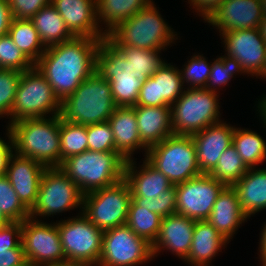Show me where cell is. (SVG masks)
Masks as SVG:
<instances>
[{
    "label": "cell",
    "mask_w": 266,
    "mask_h": 266,
    "mask_svg": "<svg viewBox=\"0 0 266 266\" xmlns=\"http://www.w3.org/2000/svg\"><path fill=\"white\" fill-rule=\"evenodd\" d=\"M263 13L266 15V0H261Z\"/></svg>",
    "instance_id": "obj_57"
},
{
    "label": "cell",
    "mask_w": 266,
    "mask_h": 266,
    "mask_svg": "<svg viewBox=\"0 0 266 266\" xmlns=\"http://www.w3.org/2000/svg\"><path fill=\"white\" fill-rule=\"evenodd\" d=\"M5 132V140L3 137H0V176L5 175L10 156L14 153V142L12 136L8 129Z\"/></svg>",
    "instance_id": "obj_49"
},
{
    "label": "cell",
    "mask_w": 266,
    "mask_h": 266,
    "mask_svg": "<svg viewBox=\"0 0 266 266\" xmlns=\"http://www.w3.org/2000/svg\"><path fill=\"white\" fill-rule=\"evenodd\" d=\"M229 243L207 220H197L191 248L184 261L190 266H213L214 257Z\"/></svg>",
    "instance_id": "obj_25"
},
{
    "label": "cell",
    "mask_w": 266,
    "mask_h": 266,
    "mask_svg": "<svg viewBox=\"0 0 266 266\" xmlns=\"http://www.w3.org/2000/svg\"><path fill=\"white\" fill-rule=\"evenodd\" d=\"M224 46V54L236 59L247 77L263 73L266 64V41L259 28L238 29L219 35ZM226 52V53H225Z\"/></svg>",
    "instance_id": "obj_15"
},
{
    "label": "cell",
    "mask_w": 266,
    "mask_h": 266,
    "mask_svg": "<svg viewBox=\"0 0 266 266\" xmlns=\"http://www.w3.org/2000/svg\"><path fill=\"white\" fill-rule=\"evenodd\" d=\"M184 90L179 68L165 61L142 83L136 106H171Z\"/></svg>",
    "instance_id": "obj_17"
},
{
    "label": "cell",
    "mask_w": 266,
    "mask_h": 266,
    "mask_svg": "<svg viewBox=\"0 0 266 266\" xmlns=\"http://www.w3.org/2000/svg\"><path fill=\"white\" fill-rule=\"evenodd\" d=\"M225 184L201 174L176 185V213L193 220H207Z\"/></svg>",
    "instance_id": "obj_14"
},
{
    "label": "cell",
    "mask_w": 266,
    "mask_h": 266,
    "mask_svg": "<svg viewBox=\"0 0 266 266\" xmlns=\"http://www.w3.org/2000/svg\"><path fill=\"white\" fill-rule=\"evenodd\" d=\"M154 260L152 244L127 225L105 230L97 266H139Z\"/></svg>",
    "instance_id": "obj_12"
},
{
    "label": "cell",
    "mask_w": 266,
    "mask_h": 266,
    "mask_svg": "<svg viewBox=\"0 0 266 266\" xmlns=\"http://www.w3.org/2000/svg\"><path fill=\"white\" fill-rule=\"evenodd\" d=\"M53 266H96V265L84 263V262L64 261V262H60Z\"/></svg>",
    "instance_id": "obj_53"
},
{
    "label": "cell",
    "mask_w": 266,
    "mask_h": 266,
    "mask_svg": "<svg viewBox=\"0 0 266 266\" xmlns=\"http://www.w3.org/2000/svg\"><path fill=\"white\" fill-rule=\"evenodd\" d=\"M103 39L105 38L74 37L46 47L34 64L60 101L74 93L96 71V54Z\"/></svg>",
    "instance_id": "obj_1"
},
{
    "label": "cell",
    "mask_w": 266,
    "mask_h": 266,
    "mask_svg": "<svg viewBox=\"0 0 266 266\" xmlns=\"http://www.w3.org/2000/svg\"><path fill=\"white\" fill-rule=\"evenodd\" d=\"M232 187L238 194L243 213L249 219L266 209V167L249 168Z\"/></svg>",
    "instance_id": "obj_27"
},
{
    "label": "cell",
    "mask_w": 266,
    "mask_h": 266,
    "mask_svg": "<svg viewBox=\"0 0 266 266\" xmlns=\"http://www.w3.org/2000/svg\"><path fill=\"white\" fill-rule=\"evenodd\" d=\"M22 245L29 266H53L66 261L57 222L25 219L22 222Z\"/></svg>",
    "instance_id": "obj_13"
},
{
    "label": "cell",
    "mask_w": 266,
    "mask_h": 266,
    "mask_svg": "<svg viewBox=\"0 0 266 266\" xmlns=\"http://www.w3.org/2000/svg\"><path fill=\"white\" fill-rule=\"evenodd\" d=\"M0 266H29L22 242L14 249L0 246Z\"/></svg>",
    "instance_id": "obj_47"
},
{
    "label": "cell",
    "mask_w": 266,
    "mask_h": 266,
    "mask_svg": "<svg viewBox=\"0 0 266 266\" xmlns=\"http://www.w3.org/2000/svg\"><path fill=\"white\" fill-rule=\"evenodd\" d=\"M261 266H266V260L264 259H259Z\"/></svg>",
    "instance_id": "obj_58"
},
{
    "label": "cell",
    "mask_w": 266,
    "mask_h": 266,
    "mask_svg": "<svg viewBox=\"0 0 266 266\" xmlns=\"http://www.w3.org/2000/svg\"><path fill=\"white\" fill-rule=\"evenodd\" d=\"M263 227V228H262ZM261 231H260V241L259 247H258V259H264L266 260V221L264 222V225H262Z\"/></svg>",
    "instance_id": "obj_52"
},
{
    "label": "cell",
    "mask_w": 266,
    "mask_h": 266,
    "mask_svg": "<svg viewBox=\"0 0 266 266\" xmlns=\"http://www.w3.org/2000/svg\"><path fill=\"white\" fill-rule=\"evenodd\" d=\"M51 0H8L13 18L31 19L42 8L48 6Z\"/></svg>",
    "instance_id": "obj_45"
},
{
    "label": "cell",
    "mask_w": 266,
    "mask_h": 266,
    "mask_svg": "<svg viewBox=\"0 0 266 266\" xmlns=\"http://www.w3.org/2000/svg\"><path fill=\"white\" fill-rule=\"evenodd\" d=\"M0 212L10 222H23L30 218V211L19 200L5 175L0 176Z\"/></svg>",
    "instance_id": "obj_39"
},
{
    "label": "cell",
    "mask_w": 266,
    "mask_h": 266,
    "mask_svg": "<svg viewBox=\"0 0 266 266\" xmlns=\"http://www.w3.org/2000/svg\"><path fill=\"white\" fill-rule=\"evenodd\" d=\"M34 64L21 52L8 34L0 36V68L20 72L30 70Z\"/></svg>",
    "instance_id": "obj_40"
},
{
    "label": "cell",
    "mask_w": 266,
    "mask_h": 266,
    "mask_svg": "<svg viewBox=\"0 0 266 266\" xmlns=\"http://www.w3.org/2000/svg\"><path fill=\"white\" fill-rule=\"evenodd\" d=\"M259 79H262V81H266V64H265V68L263 70V73L258 77Z\"/></svg>",
    "instance_id": "obj_56"
},
{
    "label": "cell",
    "mask_w": 266,
    "mask_h": 266,
    "mask_svg": "<svg viewBox=\"0 0 266 266\" xmlns=\"http://www.w3.org/2000/svg\"><path fill=\"white\" fill-rule=\"evenodd\" d=\"M61 163L64 159L88 150L86 126L60 120Z\"/></svg>",
    "instance_id": "obj_37"
},
{
    "label": "cell",
    "mask_w": 266,
    "mask_h": 266,
    "mask_svg": "<svg viewBox=\"0 0 266 266\" xmlns=\"http://www.w3.org/2000/svg\"><path fill=\"white\" fill-rule=\"evenodd\" d=\"M71 217L56 220L66 261L97 266L102 253L104 231L95 227L82 212Z\"/></svg>",
    "instance_id": "obj_11"
},
{
    "label": "cell",
    "mask_w": 266,
    "mask_h": 266,
    "mask_svg": "<svg viewBox=\"0 0 266 266\" xmlns=\"http://www.w3.org/2000/svg\"><path fill=\"white\" fill-rule=\"evenodd\" d=\"M83 193L59 167H46L39 183L30 218L40 221L54 215L79 209L82 212ZM47 217V218H45ZM39 218V219H38Z\"/></svg>",
    "instance_id": "obj_9"
},
{
    "label": "cell",
    "mask_w": 266,
    "mask_h": 266,
    "mask_svg": "<svg viewBox=\"0 0 266 266\" xmlns=\"http://www.w3.org/2000/svg\"><path fill=\"white\" fill-rule=\"evenodd\" d=\"M132 65L135 77L144 82L165 63L162 58L163 50H148L130 46H115Z\"/></svg>",
    "instance_id": "obj_33"
},
{
    "label": "cell",
    "mask_w": 266,
    "mask_h": 266,
    "mask_svg": "<svg viewBox=\"0 0 266 266\" xmlns=\"http://www.w3.org/2000/svg\"><path fill=\"white\" fill-rule=\"evenodd\" d=\"M10 221L0 212V227L7 225Z\"/></svg>",
    "instance_id": "obj_55"
},
{
    "label": "cell",
    "mask_w": 266,
    "mask_h": 266,
    "mask_svg": "<svg viewBox=\"0 0 266 266\" xmlns=\"http://www.w3.org/2000/svg\"><path fill=\"white\" fill-rule=\"evenodd\" d=\"M195 223L196 220L177 213L163 217L157 239L152 244L154 259L166 250L184 262L191 248Z\"/></svg>",
    "instance_id": "obj_18"
},
{
    "label": "cell",
    "mask_w": 266,
    "mask_h": 266,
    "mask_svg": "<svg viewBox=\"0 0 266 266\" xmlns=\"http://www.w3.org/2000/svg\"><path fill=\"white\" fill-rule=\"evenodd\" d=\"M188 1V2H187ZM223 0H186L190 9H193L194 15H198V17H203V21L205 22L211 14L217 9V7L221 4ZM195 9V10H194Z\"/></svg>",
    "instance_id": "obj_48"
},
{
    "label": "cell",
    "mask_w": 266,
    "mask_h": 266,
    "mask_svg": "<svg viewBox=\"0 0 266 266\" xmlns=\"http://www.w3.org/2000/svg\"><path fill=\"white\" fill-rule=\"evenodd\" d=\"M22 72L0 68V115H10ZM6 116V117H5Z\"/></svg>",
    "instance_id": "obj_41"
},
{
    "label": "cell",
    "mask_w": 266,
    "mask_h": 266,
    "mask_svg": "<svg viewBox=\"0 0 266 266\" xmlns=\"http://www.w3.org/2000/svg\"><path fill=\"white\" fill-rule=\"evenodd\" d=\"M132 200L140 207L166 217L176 213V185L170 189L163 191L158 197H132Z\"/></svg>",
    "instance_id": "obj_42"
},
{
    "label": "cell",
    "mask_w": 266,
    "mask_h": 266,
    "mask_svg": "<svg viewBox=\"0 0 266 266\" xmlns=\"http://www.w3.org/2000/svg\"><path fill=\"white\" fill-rule=\"evenodd\" d=\"M12 19L8 0H0V36L8 34Z\"/></svg>",
    "instance_id": "obj_50"
},
{
    "label": "cell",
    "mask_w": 266,
    "mask_h": 266,
    "mask_svg": "<svg viewBox=\"0 0 266 266\" xmlns=\"http://www.w3.org/2000/svg\"><path fill=\"white\" fill-rule=\"evenodd\" d=\"M259 29L261 31V35L263 36V38L266 41V15H264V18H263V20L260 23Z\"/></svg>",
    "instance_id": "obj_54"
},
{
    "label": "cell",
    "mask_w": 266,
    "mask_h": 266,
    "mask_svg": "<svg viewBox=\"0 0 266 266\" xmlns=\"http://www.w3.org/2000/svg\"><path fill=\"white\" fill-rule=\"evenodd\" d=\"M116 107L110 83L95 71L60 101L58 116L61 121L87 126L107 122Z\"/></svg>",
    "instance_id": "obj_4"
},
{
    "label": "cell",
    "mask_w": 266,
    "mask_h": 266,
    "mask_svg": "<svg viewBox=\"0 0 266 266\" xmlns=\"http://www.w3.org/2000/svg\"><path fill=\"white\" fill-rule=\"evenodd\" d=\"M232 144L248 168L258 167L266 160V140L257 131L235 127Z\"/></svg>",
    "instance_id": "obj_31"
},
{
    "label": "cell",
    "mask_w": 266,
    "mask_h": 266,
    "mask_svg": "<svg viewBox=\"0 0 266 266\" xmlns=\"http://www.w3.org/2000/svg\"><path fill=\"white\" fill-rule=\"evenodd\" d=\"M233 144L222 152L216 167L209 173L226 186H233L248 171Z\"/></svg>",
    "instance_id": "obj_35"
},
{
    "label": "cell",
    "mask_w": 266,
    "mask_h": 266,
    "mask_svg": "<svg viewBox=\"0 0 266 266\" xmlns=\"http://www.w3.org/2000/svg\"><path fill=\"white\" fill-rule=\"evenodd\" d=\"M162 218L159 214L140 207L131 200L126 225L136 235L153 244L159 234Z\"/></svg>",
    "instance_id": "obj_34"
},
{
    "label": "cell",
    "mask_w": 266,
    "mask_h": 266,
    "mask_svg": "<svg viewBox=\"0 0 266 266\" xmlns=\"http://www.w3.org/2000/svg\"><path fill=\"white\" fill-rule=\"evenodd\" d=\"M256 102V112L258 111L256 114H259L257 117L259 116V121L262 123L263 127L266 128V94H262L261 98Z\"/></svg>",
    "instance_id": "obj_51"
},
{
    "label": "cell",
    "mask_w": 266,
    "mask_h": 266,
    "mask_svg": "<svg viewBox=\"0 0 266 266\" xmlns=\"http://www.w3.org/2000/svg\"><path fill=\"white\" fill-rule=\"evenodd\" d=\"M249 218L243 213L238 194L226 186L216 199L207 221L229 242ZM241 225V226H240Z\"/></svg>",
    "instance_id": "obj_24"
},
{
    "label": "cell",
    "mask_w": 266,
    "mask_h": 266,
    "mask_svg": "<svg viewBox=\"0 0 266 266\" xmlns=\"http://www.w3.org/2000/svg\"><path fill=\"white\" fill-rule=\"evenodd\" d=\"M237 74L246 76L241 64L236 59L221 53V56L218 55L216 59H213L211 72L204 89L220 93L219 90L226 85L229 87V82Z\"/></svg>",
    "instance_id": "obj_36"
},
{
    "label": "cell",
    "mask_w": 266,
    "mask_h": 266,
    "mask_svg": "<svg viewBox=\"0 0 266 266\" xmlns=\"http://www.w3.org/2000/svg\"><path fill=\"white\" fill-rule=\"evenodd\" d=\"M261 0H223L205 21L219 35L238 29L259 28L264 18Z\"/></svg>",
    "instance_id": "obj_16"
},
{
    "label": "cell",
    "mask_w": 266,
    "mask_h": 266,
    "mask_svg": "<svg viewBox=\"0 0 266 266\" xmlns=\"http://www.w3.org/2000/svg\"><path fill=\"white\" fill-rule=\"evenodd\" d=\"M22 242V222H9L0 227V246L16 248Z\"/></svg>",
    "instance_id": "obj_46"
},
{
    "label": "cell",
    "mask_w": 266,
    "mask_h": 266,
    "mask_svg": "<svg viewBox=\"0 0 266 266\" xmlns=\"http://www.w3.org/2000/svg\"><path fill=\"white\" fill-rule=\"evenodd\" d=\"M31 21L45 47L60 44L75 37L51 4L36 13Z\"/></svg>",
    "instance_id": "obj_30"
},
{
    "label": "cell",
    "mask_w": 266,
    "mask_h": 266,
    "mask_svg": "<svg viewBox=\"0 0 266 266\" xmlns=\"http://www.w3.org/2000/svg\"><path fill=\"white\" fill-rule=\"evenodd\" d=\"M86 132L89 151H115L113 131L108 121L87 125Z\"/></svg>",
    "instance_id": "obj_44"
},
{
    "label": "cell",
    "mask_w": 266,
    "mask_h": 266,
    "mask_svg": "<svg viewBox=\"0 0 266 266\" xmlns=\"http://www.w3.org/2000/svg\"><path fill=\"white\" fill-rule=\"evenodd\" d=\"M60 100L47 79L34 66L22 72L10 115L8 127L19 120L59 115Z\"/></svg>",
    "instance_id": "obj_8"
},
{
    "label": "cell",
    "mask_w": 266,
    "mask_h": 266,
    "mask_svg": "<svg viewBox=\"0 0 266 266\" xmlns=\"http://www.w3.org/2000/svg\"><path fill=\"white\" fill-rule=\"evenodd\" d=\"M96 71L105 80H136L132 65L106 38L100 41L96 54Z\"/></svg>",
    "instance_id": "obj_28"
},
{
    "label": "cell",
    "mask_w": 266,
    "mask_h": 266,
    "mask_svg": "<svg viewBox=\"0 0 266 266\" xmlns=\"http://www.w3.org/2000/svg\"><path fill=\"white\" fill-rule=\"evenodd\" d=\"M143 159L141 165L136 162L137 158L126 160L124 179L130 187L132 197L154 199L173 185L166 176Z\"/></svg>",
    "instance_id": "obj_23"
},
{
    "label": "cell",
    "mask_w": 266,
    "mask_h": 266,
    "mask_svg": "<svg viewBox=\"0 0 266 266\" xmlns=\"http://www.w3.org/2000/svg\"><path fill=\"white\" fill-rule=\"evenodd\" d=\"M172 185H177L202 173L197 163L192 136L171 135L147 150L144 157Z\"/></svg>",
    "instance_id": "obj_7"
},
{
    "label": "cell",
    "mask_w": 266,
    "mask_h": 266,
    "mask_svg": "<svg viewBox=\"0 0 266 266\" xmlns=\"http://www.w3.org/2000/svg\"><path fill=\"white\" fill-rule=\"evenodd\" d=\"M152 1L153 0H96L97 23L102 32L107 35L118 24L128 20Z\"/></svg>",
    "instance_id": "obj_29"
},
{
    "label": "cell",
    "mask_w": 266,
    "mask_h": 266,
    "mask_svg": "<svg viewBox=\"0 0 266 266\" xmlns=\"http://www.w3.org/2000/svg\"><path fill=\"white\" fill-rule=\"evenodd\" d=\"M75 37L106 38L97 23L96 0H51Z\"/></svg>",
    "instance_id": "obj_21"
},
{
    "label": "cell",
    "mask_w": 266,
    "mask_h": 266,
    "mask_svg": "<svg viewBox=\"0 0 266 266\" xmlns=\"http://www.w3.org/2000/svg\"><path fill=\"white\" fill-rule=\"evenodd\" d=\"M8 35L33 64L39 60L46 50L31 19L13 18Z\"/></svg>",
    "instance_id": "obj_32"
},
{
    "label": "cell",
    "mask_w": 266,
    "mask_h": 266,
    "mask_svg": "<svg viewBox=\"0 0 266 266\" xmlns=\"http://www.w3.org/2000/svg\"><path fill=\"white\" fill-rule=\"evenodd\" d=\"M234 128L223 119L192 135L202 174H209L216 167L222 152L232 144Z\"/></svg>",
    "instance_id": "obj_20"
},
{
    "label": "cell",
    "mask_w": 266,
    "mask_h": 266,
    "mask_svg": "<svg viewBox=\"0 0 266 266\" xmlns=\"http://www.w3.org/2000/svg\"><path fill=\"white\" fill-rule=\"evenodd\" d=\"M8 131L12 136L14 152L17 155L34 159L46 167L61 165L58 115L19 120L12 123Z\"/></svg>",
    "instance_id": "obj_3"
},
{
    "label": "cell",
    "mask_w": 266,
    "mask_h": 266,
    "mask_svg": "<svg viewBox=\"0 0 266 266\" xmlns=\"http://www.w3.org/2000/svg\"><path fill=\"white\" fill-rule=\"evenodd\" d=\"M178 35L152 1L128 20L118 24L106 35V39L114 46L167 51L168 46L176 45L180 37Z\"/></svg>",
    "instance_id": "obj_2"
},
{
    "label": "cell",
    "mask_w": 266,
    "mask_h": 266,
    "mask_svg": "<svg viewBox=\"0 0 266 266\" xmlns=\"http://www.w3.org/2000/svg\"><path fill=\"white\" fill-rule=\"evenodd\" d=\"M219 95L204 88H185L170 106L173 135L192 136L209 125L221 122Z\"/></svg>",
    "instance_id": "obj_6"
},
{
    "label": "cell",
    "mask_w": 266,
    "mask_h": 266,
    "mask_svg": "<svg viewBox=\"0 0 266 266\" xmlns=\"http://www.w3.org/2000/svg\"><path fill=\"white\" fill-rule=\"evenodd\" d=\"M125 163L116 151L86 150L64 159L59 168L86 194L123 179Z\"/></svg>",
    "instance_id": "obj_5"
},
{
    "label": "cell",
    "mask_w": 266,
    "mask_h": 266,
    "mask_svg": "<svg viewBox=\"0 0 266 266\" xmlns=\"http://www.w3.org/2000/svg\"><path fill=\"white\" fill-rule=\"evenodd\" d=\"M184 63L183 68L179 69L184 87L205 88L211 72L212 62L209 63L203 54L194 52Z\"/></svg>",
    "instance_id": "obj_38"
},
{
    "label": "cell",
    "mask_w": 266,
    "mask_h": 266,
    "mask_svg": "<svg viewBox=\"0 0 266 266\" xmlns=\"http://www.w3.org/2000/svg\"><path fill=\"white\" fill-rule=\"evenodd\" d=\"M108 82L117 107L136 106L142 81L137 78L136 80H108Z\"/></svg>",
    "instance_id": "obj_43"
},
{
    "label": "cell",
    "mask_w": 266,
    "mask_h": 266,
    "mask_svg": "<svg viewBox=\"0 0 266 266\" xmlns=\"http://www.w3.org/2000/svg\"><path fill=\"white\" fill-rule=\"evenodd\" d=\"M131 190L123 178L119 182L83 194L82 214L102 231L126 225Z\"/></svg>",
    "instance_id": "obj_10"
},
{
    "label": "cell",
    "mask_w": 266,
    "mask_h": 266,
    "mask_svg": "<svg viewBox=\"0 0 266 266\" xmlns=\"http://www.w3.org/2000/svg\"><path fill=\"white\" fill-rule=\"evenodd\" d=\"M108 123L113 131L115 151L125 160L134 159V154L141 150L146 156L148 148L139 137L134 107H116Z\"/></svg>",
    "instance_id": "obj_22"
},
{
    "label": "cell",
    "mask_w": 266,
    "mask_h": 266,
    "mask_svg": "<svg viewBox=\"0 0 266 266\" xmlns=\"http://www.w3.org/2000/svg\"><path fill=\"white\" fill-rule=\"evenodd\" d=\"M46 169L42 163L27 157L17 155L10 156L5 176L22 204L30 211L35 205L39 183Z\"/></svg>",
    "instance_id": "obj_19"
},
{
    "label": "cell",
    "mask_w": 266,
    "mask_h": 266,
    "mask_svg": "<svg viewBox=\"0 0 266 266\" xmlns=\"http://www.w3.org/2000/svg\"><path fill=\"white\" fill-rule=\"evenodd\" d=\"M139 137L149 149L173 135L170 106H133Z\"/></svg>",
    "instance_id": "obj_26"
}]
</instances>
